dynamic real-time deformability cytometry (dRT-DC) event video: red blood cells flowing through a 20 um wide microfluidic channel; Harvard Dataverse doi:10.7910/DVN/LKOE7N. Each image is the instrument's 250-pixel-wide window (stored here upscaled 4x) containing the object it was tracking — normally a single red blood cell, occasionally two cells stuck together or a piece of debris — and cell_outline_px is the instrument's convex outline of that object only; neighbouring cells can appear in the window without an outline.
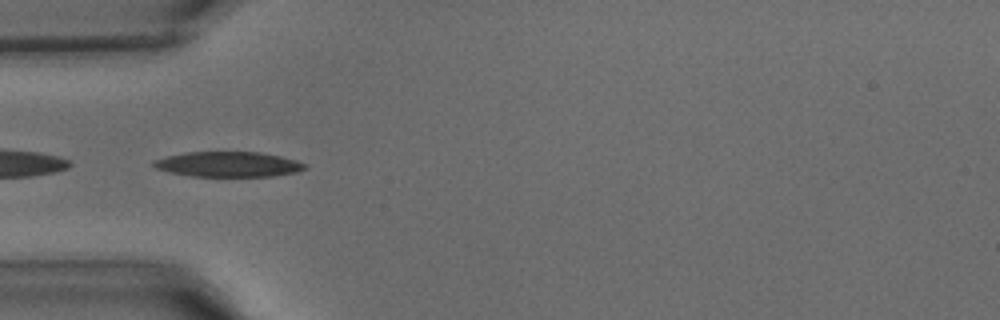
{"species": "common noctule bat (a hibernating species)", "species_latin": "Nyctalus noctula", "temperature_condition": "warm", "stored_images_in_passage": 12, "camera_frame_rate_fps": 3000, "um_per_image_px": 0.085, "animal": {"sex": "male", "body_mass_g": 15.6}, "frame": {"image": 1, "passage_image": 10, "time_ms": 3.0, "image_size_px": [1000, 320], "cell_outline_px": [[308, 168], [296, 172], [272, 176], [192, 176], [168, 172], [156, 168], [152, 164], [152, 160], [184, 152], [260, 152], [280, 156], [296, 160], [308, 164]], "centroid_in_image_um": [19.42, 13.96], "position_along_channel_um": 65.6, "area_um2": 22.25}}